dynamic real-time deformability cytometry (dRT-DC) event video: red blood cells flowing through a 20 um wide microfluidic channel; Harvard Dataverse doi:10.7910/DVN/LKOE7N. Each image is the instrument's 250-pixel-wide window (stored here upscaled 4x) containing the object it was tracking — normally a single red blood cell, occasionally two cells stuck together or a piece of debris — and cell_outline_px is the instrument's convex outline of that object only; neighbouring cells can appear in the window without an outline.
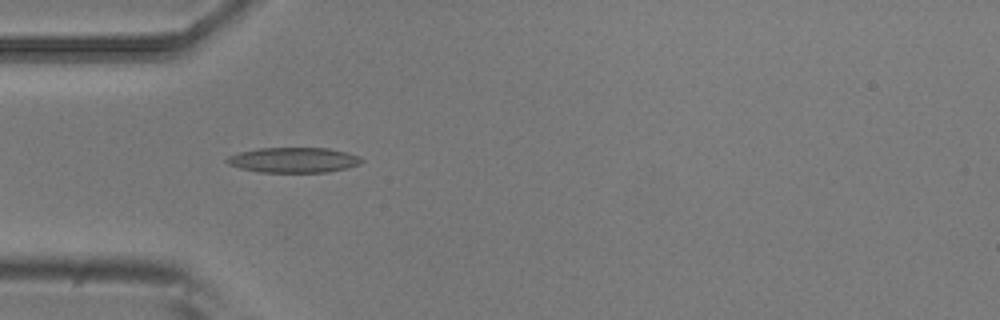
{"species": "common noctule bat (a hibernating species)", "species_latin": "Nyctalus noctula", "temperature_condition": "room temperature", "stored_images_in_passage": 6, "camera_frame_rate_fps": 3000, "um_per_image_px": 0.085, "animal": {"sex": "male", "body_mass_g": 20.5, "forearm_length_mm": 52.5}, "frame": {"image": 1, "passage_image": 5, "time_ms": 1.333, "image_size_px": [1000, 320], "cell_outline_px": [[364, 160], [360, 164], [348, 168], [328, 172], [260, 172], [240, 168], [228, 164], [224, 160], [228, 156], [240, 152], [256, 148], [328, 148], [348, 152], [360, 156]], "centroid_in_image_um": [24.98, 13.6], "position_along_channel_um": 60.0, "area_um2": 19.94}}
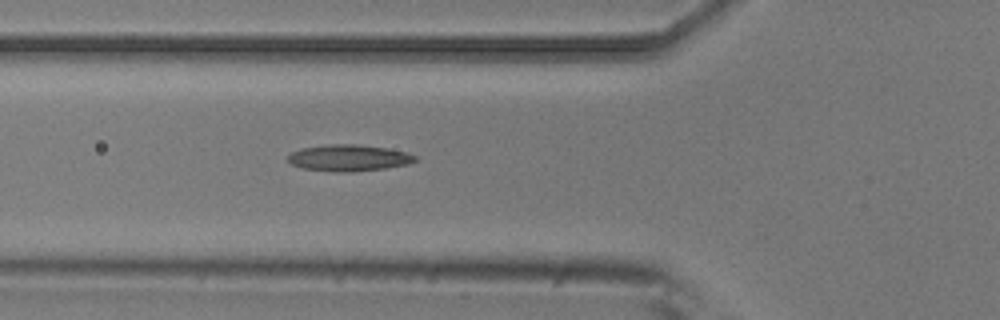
{"frame": {"image": 2, "passage_image": 6, "time_ms": 1.667, "image_size_px": [1000, 320], "cell_outline_px": [[416, 160], [408, 164], [384, 168], [352, 172], [332, 172], [300, 168], [292, 164], [288, 160], [288, 156], [292, 152], [300, 148], [332, 144], [356, 144], [384, 148], [408, 152], [416, 156]], "centroid_in_image_um": [29.62, 13.43], "position_along_channel_um": 96.2, "area_um2": 19.59}}